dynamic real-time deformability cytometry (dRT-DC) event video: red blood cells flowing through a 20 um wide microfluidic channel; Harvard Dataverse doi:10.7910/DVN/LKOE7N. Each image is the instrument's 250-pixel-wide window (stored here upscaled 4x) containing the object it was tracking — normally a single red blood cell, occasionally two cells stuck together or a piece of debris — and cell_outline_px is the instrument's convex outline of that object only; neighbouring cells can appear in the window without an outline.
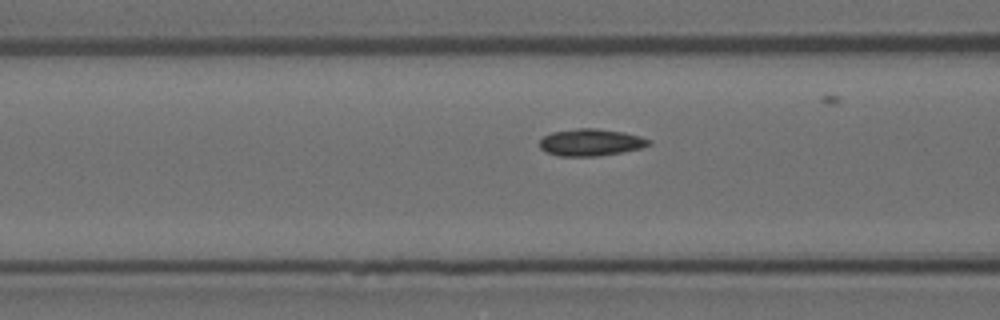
{"species": "Egyptian fruit bat (a non-hibernating species)", "species_latin": "Rousettus aegyptiacus", "temperature_condition": "room temperature", "stored_images_in_passage": 20, "camera_frame_rate_fps": 3000, "um_per_image_px": 0.085, "animal": {"sex": "female"}, "frame": {"image": 1, "passage_image": 17, "time_ms": 5.333, "image_size_px": [1000, 320], "cell_outline_px": [[652, 144], [640, 148], [620, 152], [596, 156], [560, 156], [548, 152], [540, 148], [540, 140], [544, 136], [552, 132], [576, 128], [596, 128], [624, 132], [640, 136], [652, 140]], "centroid_in_image_um": [50.23, 12.09], "position_along_channel_um": 116.4, "area_um2": 17.11}}